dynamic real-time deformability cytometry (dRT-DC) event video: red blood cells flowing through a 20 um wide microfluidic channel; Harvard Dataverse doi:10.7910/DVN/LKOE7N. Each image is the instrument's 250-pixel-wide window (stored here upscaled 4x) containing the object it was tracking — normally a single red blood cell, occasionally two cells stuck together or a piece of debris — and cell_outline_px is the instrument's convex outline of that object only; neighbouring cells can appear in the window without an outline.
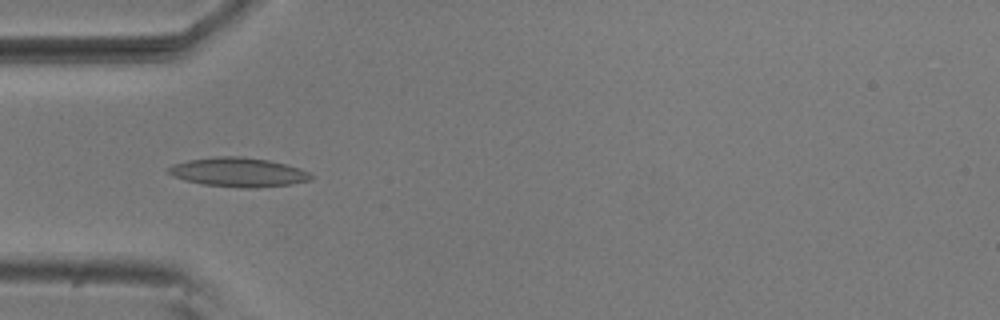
{"species": "common noctule bat (a hibernating species)", "species_latin": "Nyctalus noctula", "temperature_condition": "room temperature", "stored_images_in_passage": 5, "camera_frame_rate_fps": 3000, "um_per_image_px": 0.085, "animal": {"sex": "male", "body_mass_g": 20.5, "forearm_length_mm": 52.5}, "frame": {"image": 1, "passage_image": 5, "time_ms": 1.333, "image_size_px": [1000, 320], "cell_outline_px": [[312, 180], [292, 184], [256, 188], [244, 188], [204, 184], [184, 180], [172, 176], [168, 172], [168, 168], [176, 164], [188, 160], [216, 156], [240, 156], [268, 160], [300, 168], [308, 172], [312, 176]], "centroid_in_image_um": [20.28, 14.64], "position_along_channel_um": 64.7, "area_um2": 24.1}}